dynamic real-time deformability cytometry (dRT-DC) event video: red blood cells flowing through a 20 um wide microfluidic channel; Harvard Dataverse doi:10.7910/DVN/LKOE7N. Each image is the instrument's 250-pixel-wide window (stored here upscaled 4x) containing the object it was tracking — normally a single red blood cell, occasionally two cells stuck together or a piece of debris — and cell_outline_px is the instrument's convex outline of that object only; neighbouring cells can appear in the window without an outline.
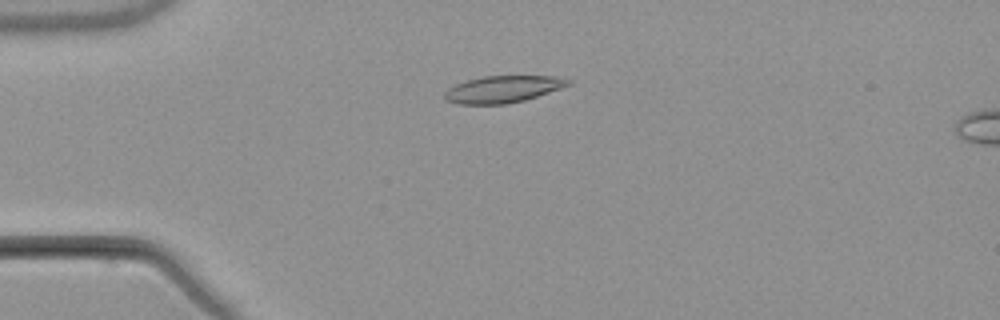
{"species": "common noctule bat (a hibernating species)", "species_latin": "Nyctalus noctula", "temperature_condition": "warm", "stored_images_in_passage": 3, "camera_frame_rate_fps": 3000, "um_per_image_px": 0.085, "animal": {"sex": "male", "body_mass_g": 21.5, "forearm_length_mm": 52.0}, "frame": {"image": 1, "passage_image": 2, "time_ms": 1.333, "image_size_px": [1000, 320], "cell_outline_px": [[572, 84], [524, 100], [508, 104], [456, 104], [444, 100], [444, 92], [448, 88], [456, 84], [468, 80], [484, 76], [556, 76], [572, 80]], "centroid_in_image_um": [42.72, 7.58], "position_along_channel_um": 42.3, "area_um2": 19.36}}